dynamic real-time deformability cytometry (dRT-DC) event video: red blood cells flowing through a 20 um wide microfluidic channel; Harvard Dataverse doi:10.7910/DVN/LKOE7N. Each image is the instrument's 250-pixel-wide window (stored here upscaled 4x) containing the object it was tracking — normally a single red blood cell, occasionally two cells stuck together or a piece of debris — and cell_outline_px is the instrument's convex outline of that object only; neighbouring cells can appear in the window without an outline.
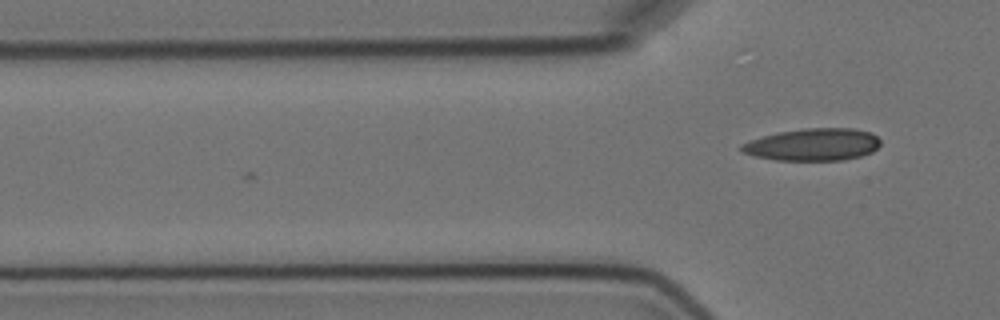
{"species": "Egyptian fruit bat (a non-hibernating species)", "species_latin": "Rousettus aegyptiacus", "temperature_condition": "cold", "stored_images_in_passage": 4, "camera_frame_rate_fps": 3000, "um_per_image_px": 0.085, "animal": {"sex": "female"}, "frame": {"image": 1, "passage_image": 4, "time_ms": 4.333, "image_size_px": [1000, 320], "cell_outline_px": [[880, 144], [872, 152], [860, 156], [844, 160], [776, 160], [756, 156], [744, 152], [740, 148], [740, 144], [764, 136], [780, 132], [804, 128], [852, 128], [872, 132], [880, 140]], "centroid_in_image_um": [69.15, 12.28], "position_along_channel_um": 56.7, "area_um2": 25.95}}